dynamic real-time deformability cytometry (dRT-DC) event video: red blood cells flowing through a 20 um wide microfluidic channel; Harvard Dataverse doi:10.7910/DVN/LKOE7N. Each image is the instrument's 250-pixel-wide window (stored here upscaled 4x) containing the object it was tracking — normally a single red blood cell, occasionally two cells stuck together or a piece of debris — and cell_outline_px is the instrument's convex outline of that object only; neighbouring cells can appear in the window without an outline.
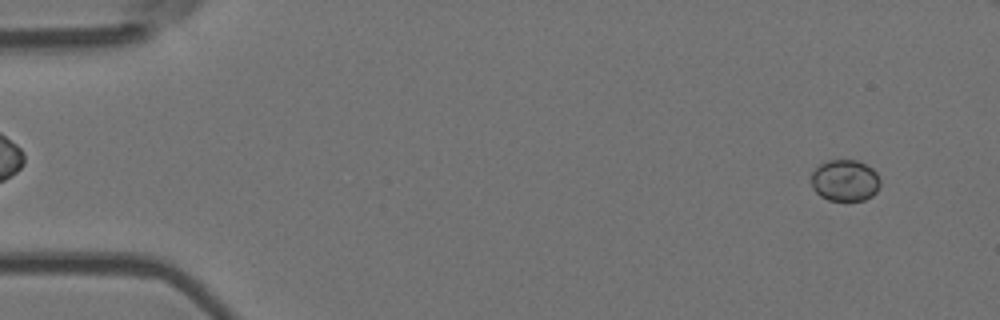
{"species": "Egyptian fruit bat (a non-hibernating species)", "species_latin": "Rousettus aegyptiacus", "temperature_condition": "room temperature", "stored_images_in_passage": 54, "camera_frame_rate_fps": 3000, "um_per_image_px": 0.085, "animal": {"sex": "female"}, "frame": {"image": 1, "passage_image": 4, "time_ms": 1.0, "image_size_px": [1000, 320], "cell_outline_px": [[880, 184], [876, 192], [872, 196], [864, 200], [828, 200], [820, 196], [812, 188], [812, 172], [820, 164], [828, 160], [856, 160], [872, 168], [876, 172], [880, 180]], "centroid_in_image_um": [71.82, 15.34], "position_along_channel_um": 13.2, "area_um2": 16.65}}
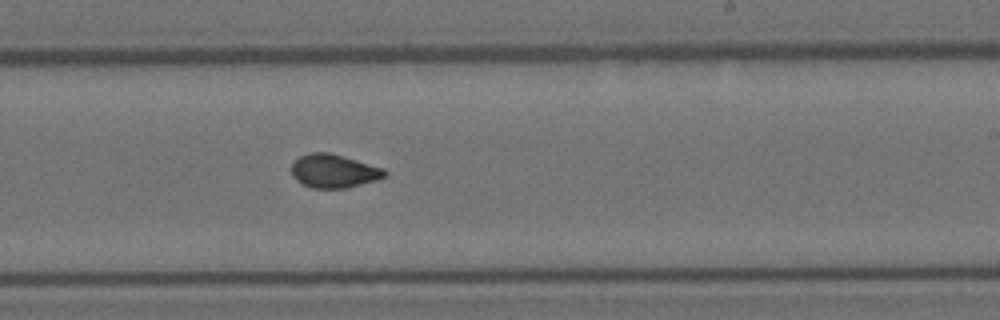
{"frame": {"image": 2, "passage_image": 33, "time_ms": 10.667, "image_size_px": [1000, 320], "cell_outline_px": [[388, 176], [376, 180], [348, 188], [312, 188], [300, 184], [292, 176], [292, 164], [300, 156], [312, 152], [328, 152], [384, 168], [388, 172]], "centroid_in_image_um": [28.39, 14.55], "position_along_channel_um": 260.6, "area_um2": 18.26}}
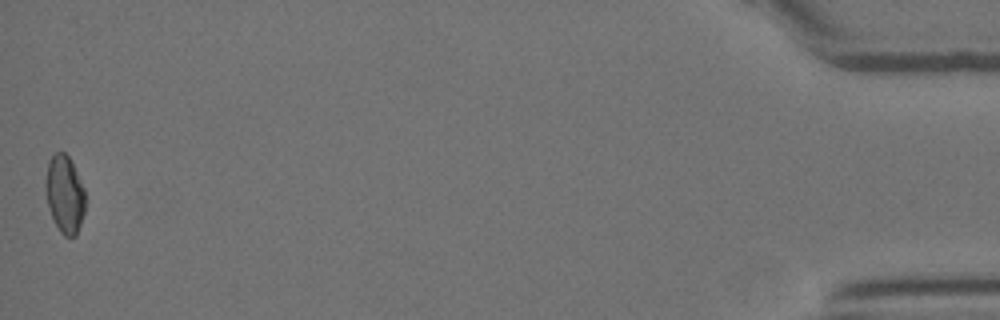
{"frame": {"image": 3, "passage_image": 54, "time_ms": 17.667, "image_size_px": [1000, 320], "cell_outline_px": [[84, 212], [76, 236], [64, 236], [60, 232], [52, 216], [48, 204], [44, 188], [48, 160], [56, 152], [64, 152], [72, 160], [84, 188]], "centroid_in_image_um": [5.49, 16.47], "position_along_channel_um": 429.7, "area_um2": 17.92}, "authors_computed_cell_mechanics": {"area_um2": 17.8891, "velocity_mm_per_s": 3.7624, "shape_relaxation_time_tau1_ms": null, "shape_relaxation_time_tau2_ms": 1.4062, "deformation_change_tau1": null, "deformation_change_tau2": 0.0455}}